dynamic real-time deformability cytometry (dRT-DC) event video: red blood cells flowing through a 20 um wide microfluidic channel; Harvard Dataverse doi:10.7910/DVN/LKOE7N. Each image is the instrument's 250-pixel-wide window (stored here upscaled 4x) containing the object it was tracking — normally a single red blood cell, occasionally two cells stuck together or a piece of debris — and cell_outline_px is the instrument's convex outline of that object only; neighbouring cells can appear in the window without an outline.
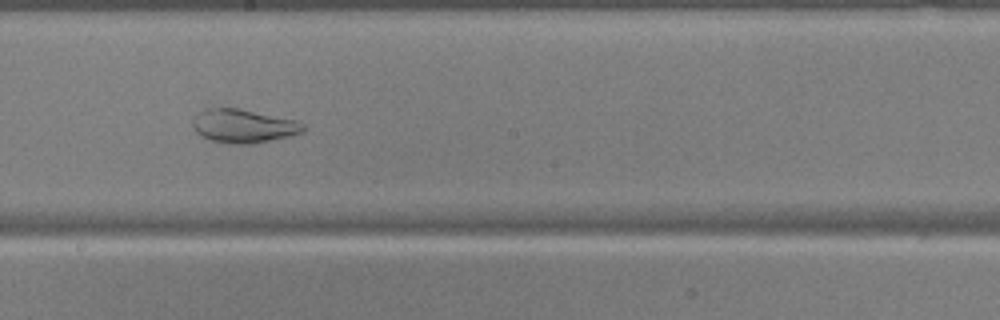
{"species": "common noctule bat (a hibernating species)", "species_latin": "Nyctalus noctula", "temperature_condition": "warm", "stored_images_in_passage": 54, "camera_frame_rate_fps": 3000, "um_per_image_px": 0.085, "animal": {"sex": "male", "body_mass_g": 17.9, "forearm_length_mm": 54.2}, "frame": {"image": 1, "passage_image": 31, "time_ms": 10.0, "image_size_px": [1000, 320], "cell_outline_px": [[304, 132], [272, 140], [252, 144], [228, 144], [212, 140], [200, 136], [196, 132], [192, 124], [192, 116], [204, 108], [240, 108], [300, 120], [304, 124]], "centroid_in_image_um": [20.69, 10.7], "position_along_channel_um": 227.5, "area_um2": 22.14}}